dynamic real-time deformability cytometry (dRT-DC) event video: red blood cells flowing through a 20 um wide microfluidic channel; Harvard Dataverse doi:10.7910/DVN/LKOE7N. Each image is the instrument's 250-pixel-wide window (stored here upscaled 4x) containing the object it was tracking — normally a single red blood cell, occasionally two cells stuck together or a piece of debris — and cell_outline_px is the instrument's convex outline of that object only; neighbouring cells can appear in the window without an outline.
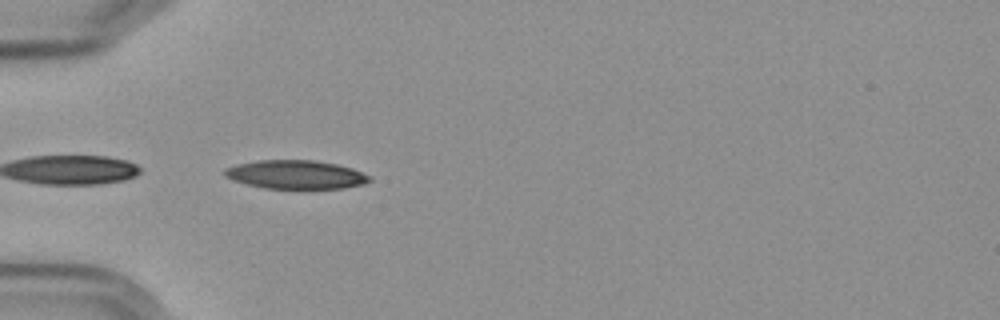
{"species": "Egyptian fruit bat (a non-hibernating species)", "species_latin": "Rousettus aegyptiacus", "temperature_condition": "cold", "stored_images_in_passage": 24, "camera_frame_rate_fps": 3000, "um_per_image_px": 0.085, "frame": {"image": 1, "passage_image": 1, "time_ms": 0.0, "image_size_px": [1000, 320], "cell_outline_px": [[372, 180], [364, 184], [344, 188], [264, 188], [232, 180], [224, 176], [224, 168], [236, 164], [260, 160], [312, 160], [336, 164], [352, 168], [372, 176]], "centroid_in_image_um": [25.15, 14.83], "position_along_channel_um": 59.9, "area_um2": 24.16}}
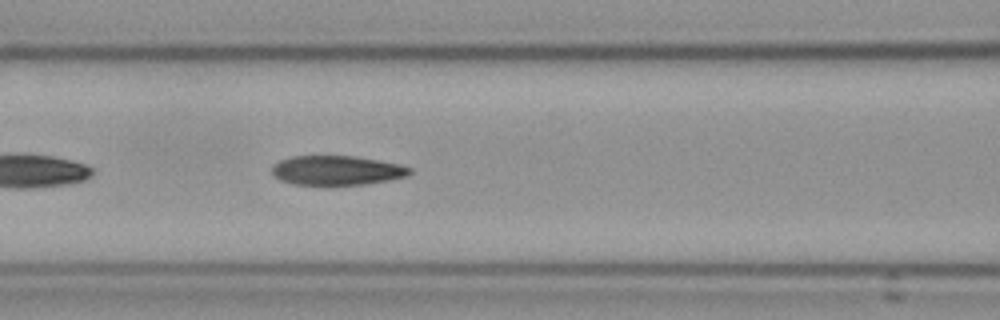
{"frame": {"image": 2, "passage_image": 8, "time_ms": 2.333, "image_size_px": [1000, 320], "cell_outline_px": [[412, 172], [408, 176], [388, 180], [364, 184], [292, 184], [280, 180], [272, 176], [272, 168], [280, 160], [292, 156], [352, 156], [400, 164], [412, 168]], "centroid_in_image_um": [28.63, 14.48], "position_along_channel_um": 138.0, "area_um2": 23.41}}